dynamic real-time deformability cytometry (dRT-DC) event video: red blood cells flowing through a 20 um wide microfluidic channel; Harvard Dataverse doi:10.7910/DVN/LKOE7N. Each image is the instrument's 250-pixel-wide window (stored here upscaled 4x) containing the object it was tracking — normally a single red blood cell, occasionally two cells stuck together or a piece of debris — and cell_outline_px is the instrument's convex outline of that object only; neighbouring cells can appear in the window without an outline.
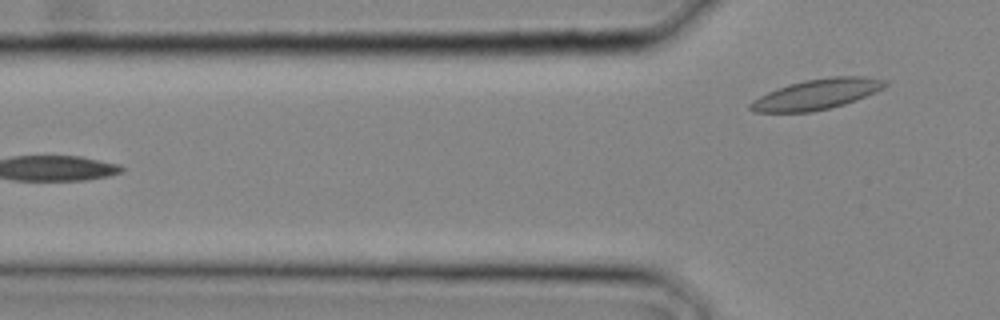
{"species": "common noctule bat (a hibernating species)", "species_latin": "Nyctalus noctula", "temperature_condition": "cold", "stored_images_in_passage": 10, "segment_of_instrument_passage": [2, 2], "camera_frame_rate_fps": 3000, "um_per_image_px": 0.085, "animal": {"sex": "male", "body_mass_g": 20.4}, "frame": {"image": 1, "passage_image": 10, "time_ms": 3.0, "image_size_px": [1000, 320], "cell_outline_px": [[888, 84], [876, 92], [856, 100], [844, 104], [812, 112], [756, 112], [748, 108], [748, 104], [752, 100], [768, 92], [788, 84], [804, 80], [832, 76], [864, 76], [888, 80]], "centroid_in_image_um": [69.43, 8.0], "position_along_channel_um": 56.4, "area_um2": 23.87}}